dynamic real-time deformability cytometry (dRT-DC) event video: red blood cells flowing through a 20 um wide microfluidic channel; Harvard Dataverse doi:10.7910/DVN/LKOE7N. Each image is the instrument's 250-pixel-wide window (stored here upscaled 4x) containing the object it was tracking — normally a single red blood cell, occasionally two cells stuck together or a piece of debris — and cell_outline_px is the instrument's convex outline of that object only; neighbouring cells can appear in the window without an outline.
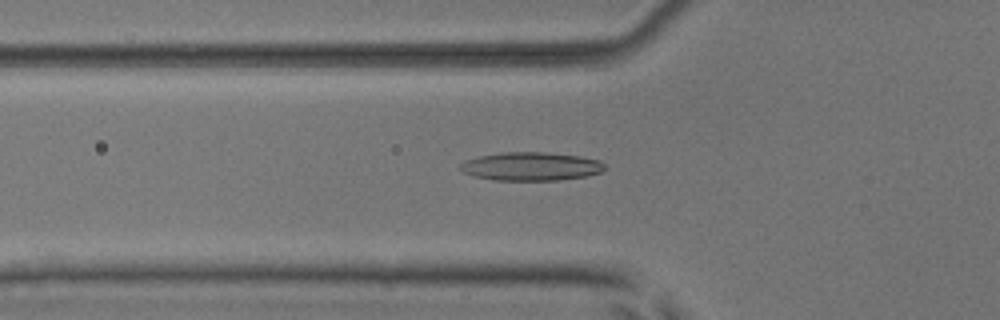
{"species": "common noctule bat (a hibernating species)", "species_latin": "Nyctalus noctula", "temperature_condition": "room temperature", "stored_images_in_passage": 53, "camera_frame_rate_fps": 3000, "um_per_image_px": 0.085, "animal": {"sex": "male", "body_mass_g": 17.9, "forearm_length_mm": 54.2}, "frame": {"image": 1, "passage_image": 19, "time_ms": 6.0, "image_size_px": [1000, 320], "cell_outline_px": [[604, 168], [600, 172], [588, 176], [560, 180], [496, 180], [476, 176], [464, 172], [460, 168], [460, 164], [464, 160], [480, 156], [500, 152], [544, 152], [580, 156], [600, 160], [604, 164]], "centroid_in_image_um": [45.15, 14.14], "position_along_channel_um": 80.6, "area_um2": 23.87}}
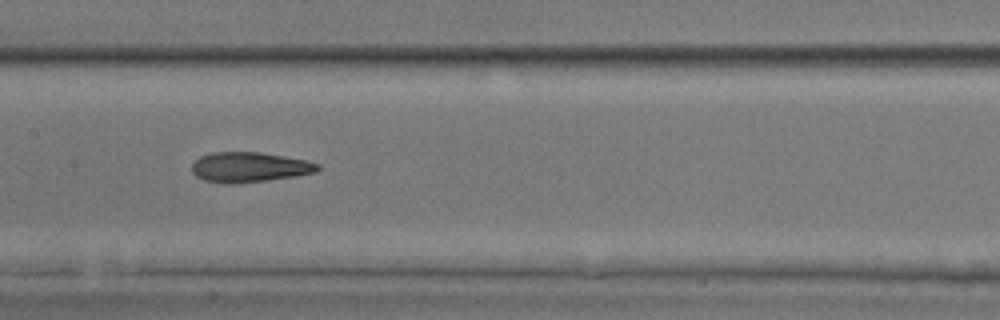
{"frame": {"image": 2, "passage_image": 27, "time_ms": 8.667, "image_size_px": [1000, 320], "cell_outline_px": [[320, 168], [316, 172], [296, 176], [268, 180], [232, 184], [228, 184], [204, 180], [196, 176], [192, 172], [192, 164], [200, 156], [212, 152], [260, 152], [284, 156], [304, 160], [320, 164]], "centroid_in_image_um": [21.19, 14.21], "position_along_channel_um": 186.2, "area_um2": 22.02}}
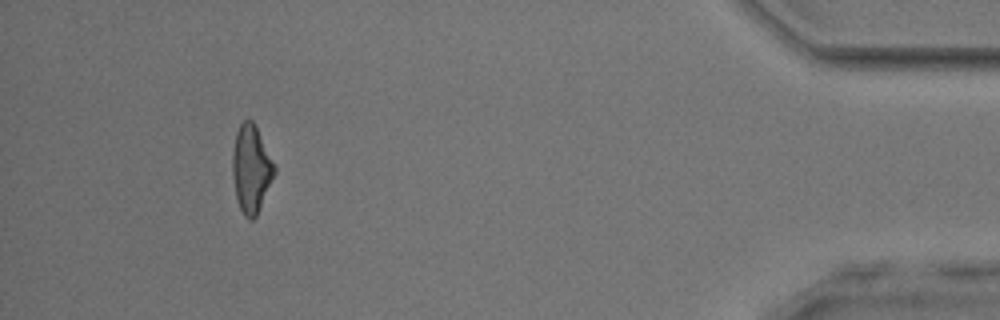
{"frame": {"image": 3, "passage_image": 49, "time_ms": 16.0, "image_size_px": [1000, 320], "cell_outline_px": [[276, 172], [256, 216], [252, 220], [248, 220], [244, 216], [240, 208], [236, 196], [232, 176], [232, 152], [236, 132], [240, 124], [244, 120], [252, 120], [256, 124], [276, 168]], "centroid_in_image_um": [21.34, 14.34], "position_along_channel_um": 413.9, "area_um2": 21.44}, "authors_computed_cell_mechanics": {"area_um2": 22.0218, "velocity_mm_per_s": 3.9526, "shape_relaxation_time_tau1_ms": null, "shape_relaxation_time_tau2_ms": 3.3796, "deformation_change_tau1": null, "deformation_change_tau2": 0.1405}}